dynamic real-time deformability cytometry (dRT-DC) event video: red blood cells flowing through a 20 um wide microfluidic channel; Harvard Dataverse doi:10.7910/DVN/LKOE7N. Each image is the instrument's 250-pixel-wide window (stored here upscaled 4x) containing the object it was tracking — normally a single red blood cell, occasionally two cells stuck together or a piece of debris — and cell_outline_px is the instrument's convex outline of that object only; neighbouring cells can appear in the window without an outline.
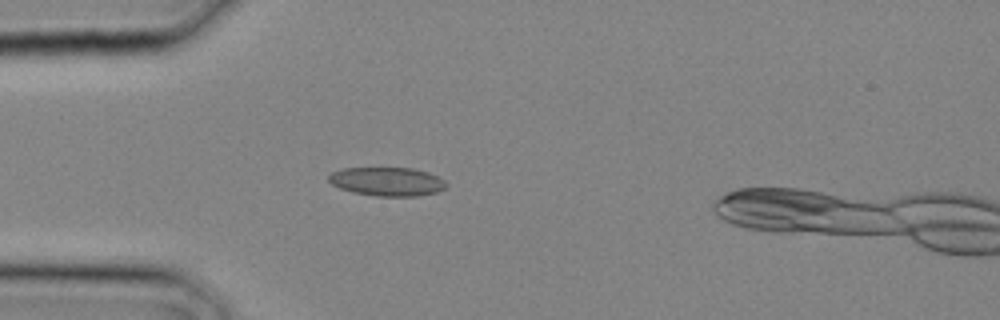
{"species": "common noctule bat (a hibernating species)", "species_latin": "Nyctalus noctula", "temperature_condition": "cold", "stored_images_in_passage": 2, "camera_frame_rate_fps": 3000, "um_per_image_px": 0.085, "animal": {"sex": "male", "body_mass_g": 20.4}, "frame": {"image": 1, "passage_image": 2, "time_ms": 0.333, "image_size_px": [1000, 320], "cell_outline_px": [[448, 184], [444, 188], [436, 192], [420, 196], [376, 196], [352, 192], [340, 188], [332, 184], [328, 180], [328, 176], [332, 172], [344, 168], [412, 168], [428, 172], [444, 180]], "centroid_in_image_um": [32.91, 15.43], "position_along_channel_um": 52.1, "area_um2": 19.65}}